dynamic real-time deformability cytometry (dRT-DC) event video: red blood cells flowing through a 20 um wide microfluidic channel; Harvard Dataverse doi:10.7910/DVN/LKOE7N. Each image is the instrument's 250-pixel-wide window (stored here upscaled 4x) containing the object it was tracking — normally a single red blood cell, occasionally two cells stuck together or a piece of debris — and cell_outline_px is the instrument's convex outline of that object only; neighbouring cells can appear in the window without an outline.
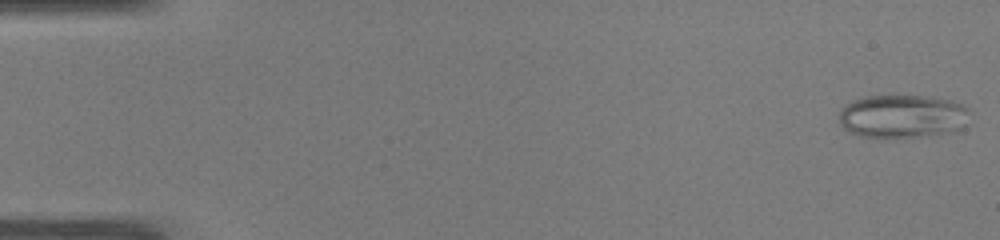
{"species": "common noctule bat (a hibernating species)", "species_latin": "Nyctalus noctula", "temperature_condition": "warm", "stored_images_in_passage": 47, "camera_frame_rate_fps": 3000, "um_per_image_px": 0.085, "animal": {"sex": "male", "body_mass_g": 19.0, "forearm_length_mm": 50.8}, "frame": {"image": 1, "passage_image": 1, "time_ms": 0.0, "image_size_px": [1000, 240], "cell_outline_px": [[964, 124], [960, 128], [940, 132], [912, 136], [856, 136], [848, 132], [840, 124], [840, 108], [852, 100], [868, 96], [932, 96], [952, 100], [960, 104], [964, 108]], "centroid_in_image_um": [76.57, 9.85], "position_along_channel_um": 8.4, "area_um2": 31.85}}
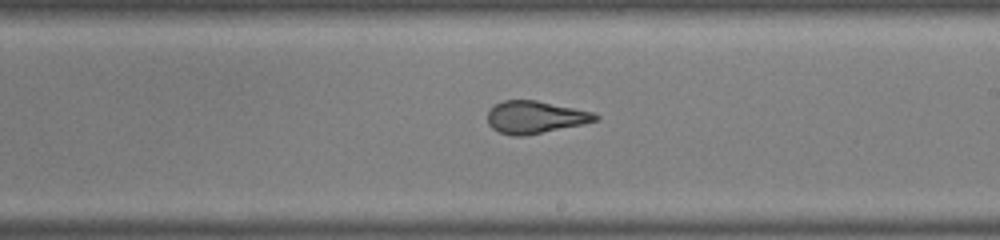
{"frame": {"image": 2, "passage_image": 29, "time_ms": 9.333, "image_size_px": [1000, 240], "cell_outline_px": [[600, 120], [584, 124], [524, 136], [512, 136], [500, 132], [492, 128], [488, 124], [488, 112], [496, 104], [504, 100], [536, 100], [592, 112], [600, 116]], "centroid_in_image_um": [45.51, 9.97], "position_along_channel_um": 243.5, "area_um2": 20.29}}
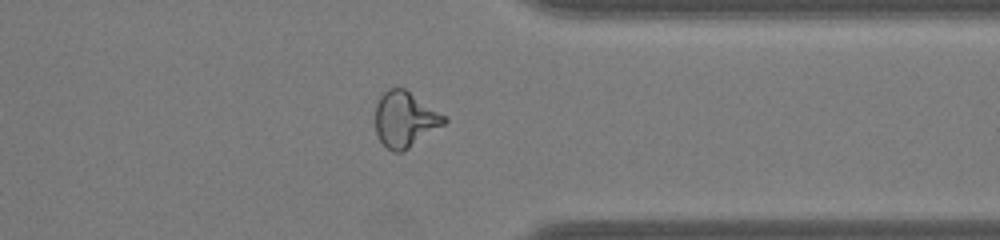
{"frame": {"image": 3, "passage_image": 39, "time_ms": 12.667, "image_size_px": [1000, 240], "cell_outline_px": [[448, 120], [444, 124], [404, 152], [392, 152], [380, 140], [376, 132], [376, 104], [380, 96], [388, 88], [404, 88], [448, 116]], "centroid_in_image_um": [34.45, 10.14], "position_along_channel_um": 377.0, "area_um2": 22.37}}